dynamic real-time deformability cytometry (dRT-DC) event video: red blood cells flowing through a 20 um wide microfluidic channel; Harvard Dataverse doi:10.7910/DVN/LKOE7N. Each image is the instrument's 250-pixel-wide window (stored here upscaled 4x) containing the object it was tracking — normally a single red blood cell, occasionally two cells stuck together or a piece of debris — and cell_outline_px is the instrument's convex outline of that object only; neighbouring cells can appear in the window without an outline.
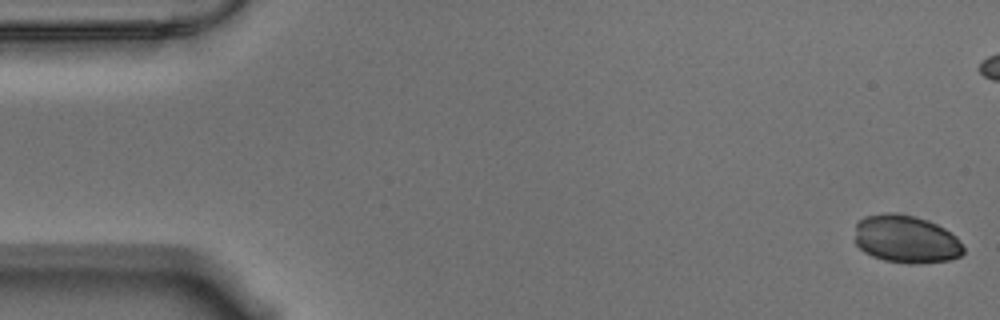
{"species": "Egyptian fruit bat (a non-hibernating species)", "species_latin": "Rousettus aegyptiacus", "temperature_condition": "warm", "stored_images_in_passage": 57, "camera_frame_rate_fps": 3000, "um_per_image_px": 0.085, "animal": {"sex": "male"}, "frame": {"image": 1, "passage_image": 1, "time_ms": 0.0, "image_size_px": [1000, 320], "cell_outline_px": [[964, 252], [960, 256], [948, 260], [920, 264], [908, 264], [884, 260], [872, 256], [864, 252], [856, 244], [856, 224], [864, 216], [884, 212], [892, 212], [912, 216], [928, 220], [952, 232], [956, 236], [964, 248]], "centroid_in_image_um": [77.02, 20.33], "position_along_channel_um": 8.0, "area_um2": 30.46}}
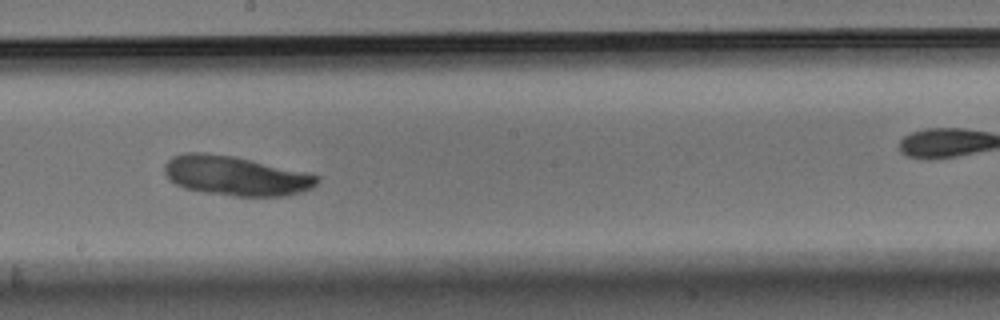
{"frame": {"image": 2, "passage_image": 31, "time_ms": 10.0, "image_size_px": [1000, 320], "cell_outline_px": [[320, 180], [312, 188], [300, 192], [284, 196], [232, 196], [204, 192], [184, 188], [168, 180], [164, 172], [164, 164], [172, 156], [184, 152], [204, 152], [232, 156], [252, 160], [308, 172], [320, 176]], "centroid_in_image_um": [20.02, 14.94], "position_along_channel_um": 228.2, "area_um2": 35.43}}
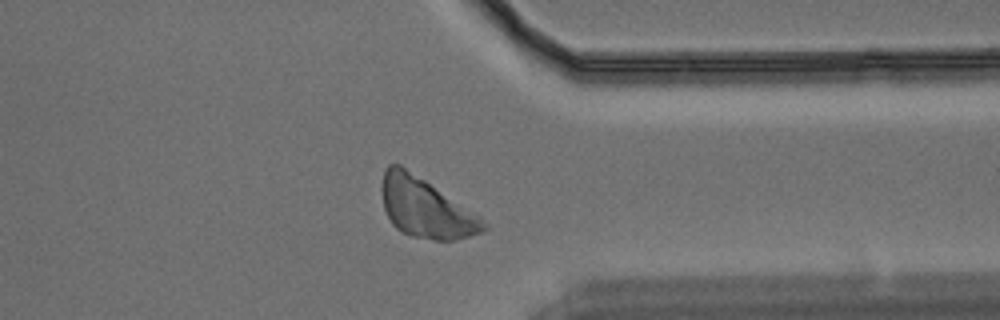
{"frame": {"image": 3, "passage_image": 44, "time_ms": 14.333, "image_size_px": [1000, 320], "cell_outline_px": [[488, 228], [480, 232], [456, 240], [432, 240], [412, 236], [400, 232], [392, 224], [384, 208], [380, 188], [384, 168], [388, 164], [400, 164], [480, 216], [488, 224]], "centroid_in_image_um": [36.14, 17.67], "position_along_channel_um": 375.3, "area_um2": 35.2}}